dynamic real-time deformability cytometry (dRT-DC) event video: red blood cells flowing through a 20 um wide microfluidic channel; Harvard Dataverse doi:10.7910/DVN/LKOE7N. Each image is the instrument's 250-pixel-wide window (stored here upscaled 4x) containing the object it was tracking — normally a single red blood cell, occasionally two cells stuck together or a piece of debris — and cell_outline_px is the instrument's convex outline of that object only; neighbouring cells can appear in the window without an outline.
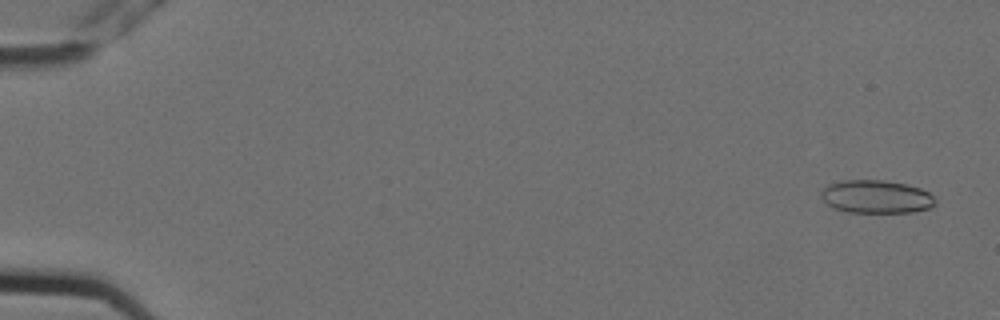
{"species": "Egyptian fruit bat (a non-hibernating species)", "species_latin": "Rousettus aegyptiacus", "temperature_condition": "cold", "stored_images_in_passage": 7, "camera_frame_rate_fps": 3000, "um_per_image_px": 0.085, "animal": {"sex": "female"}, "frame": {"image": 1, "passage_image": 1, "time_ms": 0.0, "image_size_px": [1000, 320], "cell_outline_px": [[936, 204], [928, 208], [912, 212], [848, 212], [836, 208], [828, 204], [820, 196], [820, 192], [828, 184], [840, 180], [884, 180], [904, 184], [920, 188], [928, 192], [936, 200]], "centroid_in_image_um": [74.47, 16.71], "position_along_channel_um": 10.5, "area_um2": 21.91}}
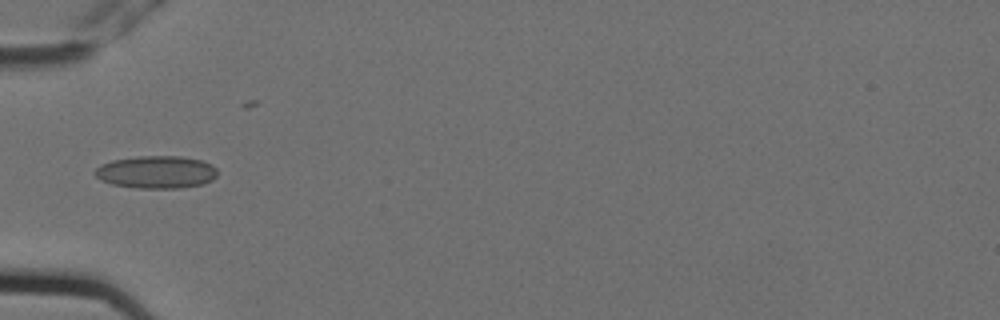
{"frame": {"image": 2, "passage_image": 5, "time_ms": 1.333, "image_size_px": [1000, 320], "cell_outline_px": [[216, 176], [212, 180], [204, 184], [180, 188], [136, 188], [112, 184], [100, 180], [92, 172], [100, 164], [112, 160], [136, 156], [180, 156], [200, 160], [216, 168]], "centroid_in_image_um": [13.24, 14.63], "position_along_channel_um": 71.8, "area_um2": 23.35}}
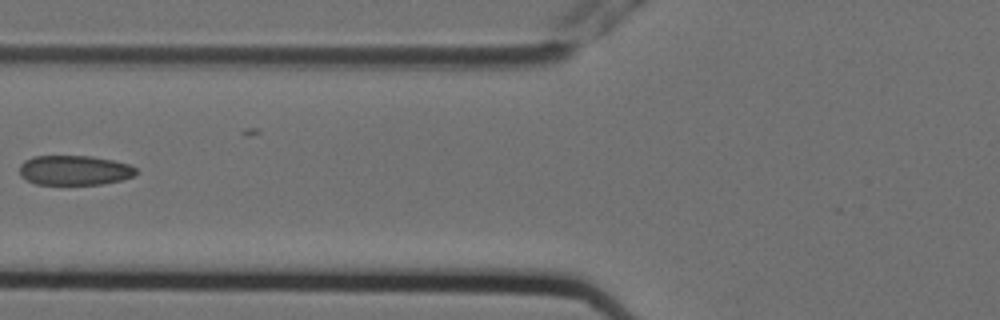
{"frame": {"image": 3, "passage_image": 6, "time_ms": 1.667, "image_size_px": [1000, 320], "cell_outline_px": [[136, 176], [120, 180], [100, 184], [36, 184], [20, 176], [20, 164], [24, 160], [32, 156], [92, 156], [112, 160], [128, 164], [136, 168]], "centroid_in_image_um": [6.32, 14.46], "position_along_channel_um": 119.5, "area_um2": 20.17}}